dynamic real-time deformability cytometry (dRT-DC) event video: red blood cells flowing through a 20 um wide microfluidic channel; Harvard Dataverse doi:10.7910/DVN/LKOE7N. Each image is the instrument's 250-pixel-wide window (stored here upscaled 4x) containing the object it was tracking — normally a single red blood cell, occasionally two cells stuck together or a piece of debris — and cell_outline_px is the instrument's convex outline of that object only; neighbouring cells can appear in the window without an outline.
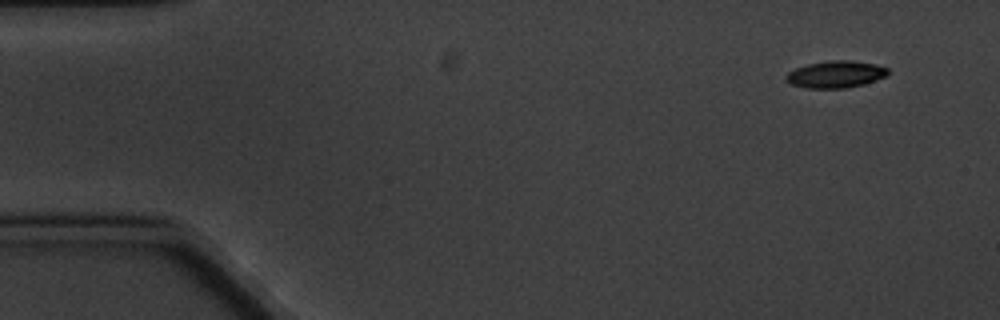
{"species": "common noctule bat (a hibernating species)", "species_latin": "Nyctalus noctula", "temperature_condition": "cold", "stored_images_in_passage": 6, "camera_frame_rate_fps": 3000, "um_per_image_px": 0.085, "animal": {"sex": "male", "body_mass_g": 20.1, "forearm_length_mm": 53.5}, "frame": {"image": 1, "passage_image": 1, "time_ms": 0.0, "image_size_px": [1000, 320], "cell_outline_px": [[888, 76], [864, 84], [844, 88], [804, 88], [792, 84], [784, 80], [784, 76], [788, 72], [796, 68], [808, 64], [832, 60], [848, 60], [876, 64], [888, 68]], "centroid_in_image_um": [71.03, 6.32], "position_along_channel_um": 14.0, "area_um2": 16.07}}
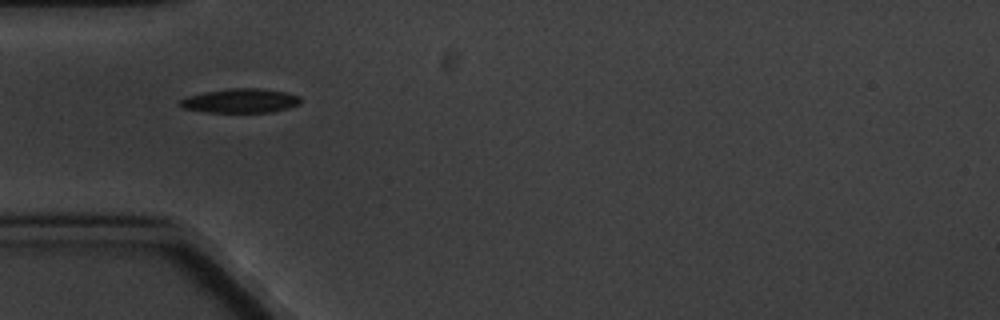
{"frame": {"image": 2, "passage_image": 5, "time_ms": 4.667, "image_size_px": [1000, 320], "cell_outline_px": [[300, 104], [288, 108], [272, 112], [208, 112], [184, 108], [176, 104], [180, 100], [188, 96], [204, 92], [232, 88], [260, 88], [284, 92], [300, 96]], "centroid_in_image_um": [20.43, 8.56], "position_along_channel_um": 64.6, "area_um2": 16.94}}